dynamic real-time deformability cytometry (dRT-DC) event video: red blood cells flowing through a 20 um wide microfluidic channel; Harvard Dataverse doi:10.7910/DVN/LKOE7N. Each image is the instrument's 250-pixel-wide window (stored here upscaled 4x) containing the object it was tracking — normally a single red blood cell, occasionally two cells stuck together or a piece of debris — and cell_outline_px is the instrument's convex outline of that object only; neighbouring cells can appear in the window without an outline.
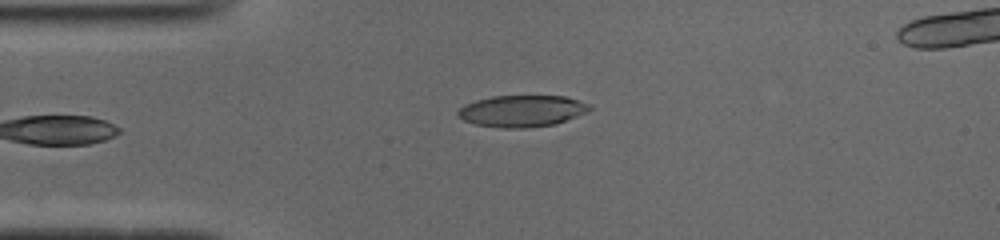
{"species": "common noctule bat (a hibernating species)", "species_latin": "Nyctalus noctula", "temperature_condition": "cold", "stored_images_in_passage": 35, "camera_frame_rate_fps": 3000, "um_per_image_px": 0.085, "animal": {"sex": "male", "body_mass_g": 19.0, "forearm_length_mm": 50.8}, "frame": {"image": 1, "passage_image": 1, "time_ms": 0.0, "image_size_px": [1000, 240], "cell_outline_px": [[592, 108], [588, 112], [556, 124], [524, 128], [504, 128], [476, 124], [464, 120], [456, 112], [464, 104], [476, 100], [492, 96], [564, 96], [588, 104]], "centroid_in_image_um": [44.37, 9.43], "position_along_channel_um": 40.6, "area_um2": 24.1}}
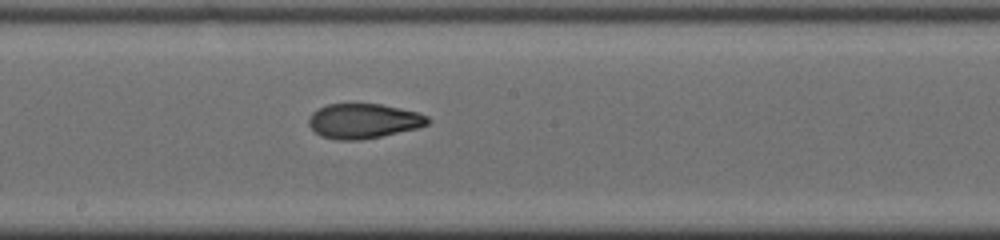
{"frame": {"image": 2, "passage_image": 16, "time_ms": 5.0, "image_size_px": [1000, 240], "cell_outline_px": [[432, 120], [428, 124], [416, 128], [380, 136], [356, 140], [340, 140], [324, 136], [316, 132], [308, 124], [308, 120], [312, 112], [328, 104], [380, 104], [400, 108], [416, 112], [428, 116]], "centroid_in_image_um": [30.91, 10.27], "position_along_channel_um": 217.3, "area_um2": 23.76}}
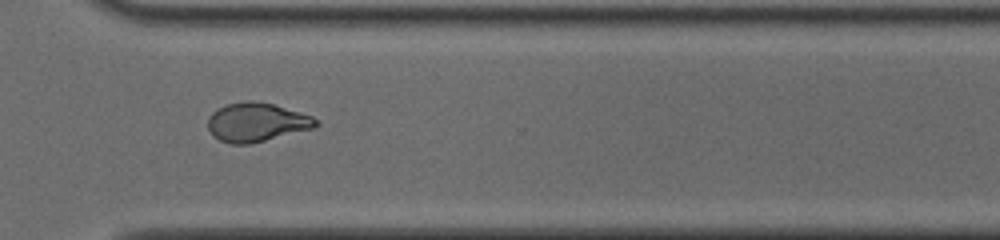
{"frame": {"image": 3, "passage_image": 26, "time_ms": 8.333, "image_size_px": [1000, 240], "cell_outline_px": [[320, 124], [312, 128], [248, 144], [232, 144], [220, 140], [212, 136], [208, 128], [208, 120], [212, 112], [216, 108], [228, 104], [248, 100], [252, 100], [272, 104], [312, 116]], "centroid_in_image_um": [21.76, 10.38], "position_along_channel_um": 348.8, "area_um2": 24.1}, "authors_computed_cell_mechanics": {"area_um2": 24.3338, "velocity_mm_per_s": 3.9291, "shape_relaxation_time_tau1_ms": null, "shape_relaxation_time_tau2_ms": 1.7784, "deformation_change_tau1": null, "deformation_change_tau2": 0.0789}}